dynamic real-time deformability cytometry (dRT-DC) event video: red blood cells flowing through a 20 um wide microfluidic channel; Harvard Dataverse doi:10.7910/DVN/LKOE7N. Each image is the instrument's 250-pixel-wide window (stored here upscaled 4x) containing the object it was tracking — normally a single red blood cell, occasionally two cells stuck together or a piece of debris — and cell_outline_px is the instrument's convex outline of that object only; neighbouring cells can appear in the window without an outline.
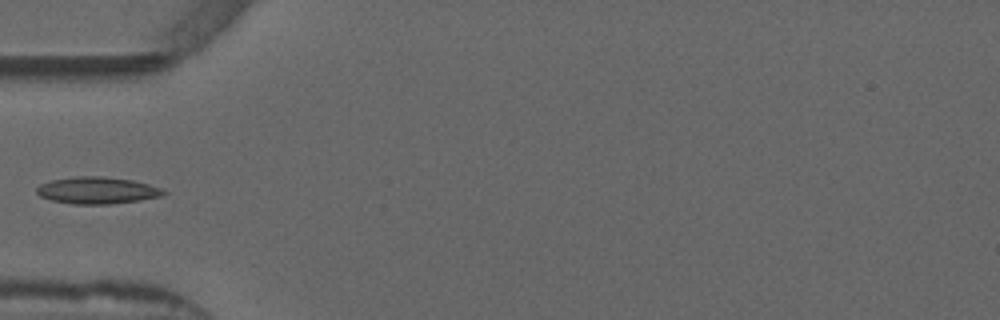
{"species": "common noctule bat (a hibernating species)", "species_latin": "Nyctalus noctula", "temperature_condition": "warm", "stored_images_in_passage": 36, "camera_frame_rate_fps": 3000, "um_per_image_px": 0.085, "animal": {"sex": "male", "forearm_length_mm": 52.5}, "frame": {"image": 1, "passage_image": 1, "time_ms": 0.0, "image_size_px": [1000, 320], "cell_outline_px": [[168, 192], [164, 196], [140, 200], [108, 204], [72, 204], [52, 200], [40, 196], [36, 192], [36, 188], [40, 184], [52, 180], [76, 176], [100, 176], [132, 180], [148, 184], [160, 188]], "centroid_in_image_um": [8.27, 16.18], "position_along_channel_um": 76.7, "area_um2": 19.83}}
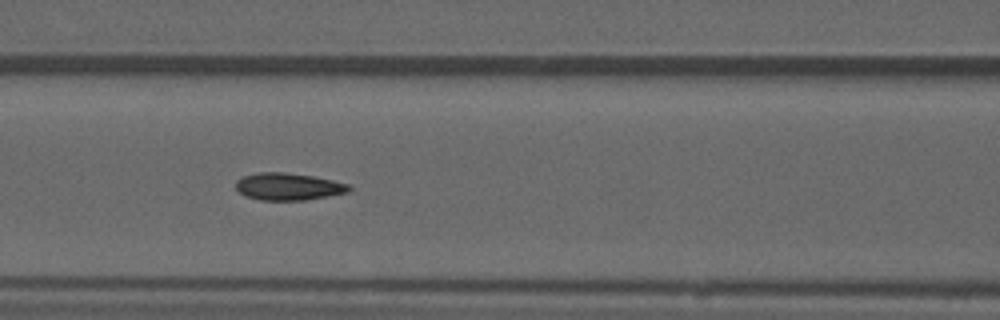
{"frame": {"image": 2, "passage_image": 6, "time_ms": 1.667, "image_size_px": [1000, 320], "cell_outline_px": [[352, 188], [348, 192], [328, 196], [304, 200], [260, 200], [244, 196], [236, 188], [236, 180], [244, 176], [256, 172], [284, 172], [312, 176], [332, 180], [348, 184]], "centroid_in_image_um": [24.48, 15.86], "position_along_channel_um": 142.1, "area_um2": 17.92}}